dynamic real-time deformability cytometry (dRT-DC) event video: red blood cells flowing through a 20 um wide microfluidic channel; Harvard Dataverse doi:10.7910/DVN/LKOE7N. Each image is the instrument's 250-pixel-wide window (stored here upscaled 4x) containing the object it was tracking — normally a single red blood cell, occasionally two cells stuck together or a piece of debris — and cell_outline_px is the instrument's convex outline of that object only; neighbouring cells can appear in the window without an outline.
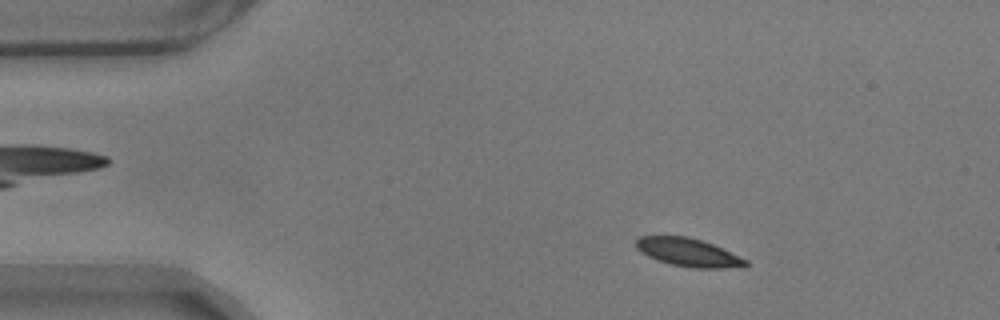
{"species": "common noctule bat (a hibernating species)", "species_latin": "Nyctalus noctula", "temperature_condition": "warm", "stored_images_in_passage": 49, "camera_frame_rate_fps": 3000, "um_per_image_px": 0.085, "animal": {"sex": "male", "body_mass_g": 17.9}, "frame": {"image": 1, "passage_image": 1, "time_ms": 0.0, "image_size_px": [1000, 320], "cell_outline_px": [[748, 264], [724, 268], [692, 268], [672, 264], [648, 256], [640, 252], [636, 248], [636, 240], [640, 236], [688, 236], [712, 244], [748, 260]], "centroid_in_image_um": [58.46, 21.44], "position_along_channel_um": 26.5, "area_um2": 17.63}}
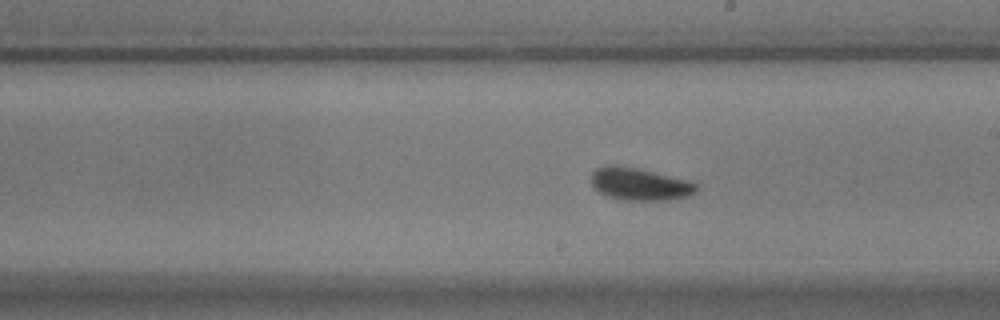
{"frame": {"image": 2, "passage_image": 24, "time_ms": 7.667, "image_size_px": [1000, 320], "cell_outline_px": [[700, 188], [696, 192], [688, 196], [668, 200], [624, 200], [608, 196], [600, 192], [592, 184], [592, 172], [596, 168], [604, 164], [616, 164], [636, 168], [692, 180]], "centroid_in_image_um": [54.41, 15.63], "position_along_channel_um": 234.6, "area_um2": 20.11}}
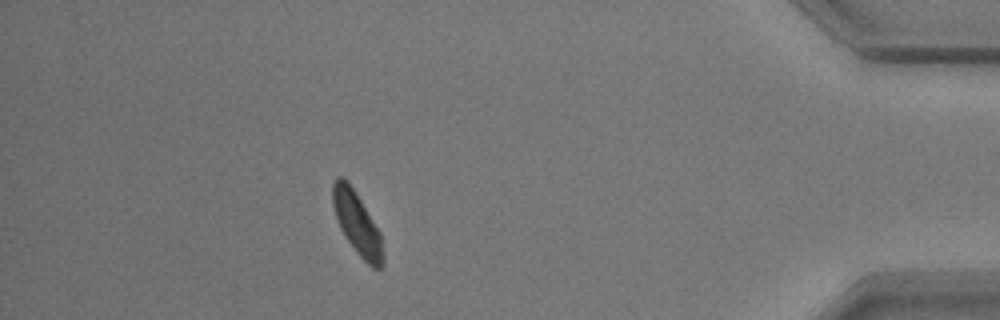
{"frame": {"image": 3, "passage_image": 43, "time_ms": 14.0, "image_size_px": [1000, 320], "cell_outline_px": [[384, 264], [380, 268], [372, 268], [356, 252], [344, 236], [336, 220], [332, 204], [332, 184], [336, 176], [340, 176], [356, 192], [380, 232], [384, 256]], "centroid_in_image_um": [30.34, 19.01], "position_along_channel_um": 404.9, "area_um2": 18.32}, "authors_computed_cell_mechanics": {"area_um2": 18.7272, "velocity_mm_per_s": 3.48, "shape_relaxation_time_tau1_ms": 2.6343, "shape_relaxation_time_tau2_ms": 0.9438, "deformation_change_tau1": 0.0787, "deformation_change_tau2": 0.0533}}